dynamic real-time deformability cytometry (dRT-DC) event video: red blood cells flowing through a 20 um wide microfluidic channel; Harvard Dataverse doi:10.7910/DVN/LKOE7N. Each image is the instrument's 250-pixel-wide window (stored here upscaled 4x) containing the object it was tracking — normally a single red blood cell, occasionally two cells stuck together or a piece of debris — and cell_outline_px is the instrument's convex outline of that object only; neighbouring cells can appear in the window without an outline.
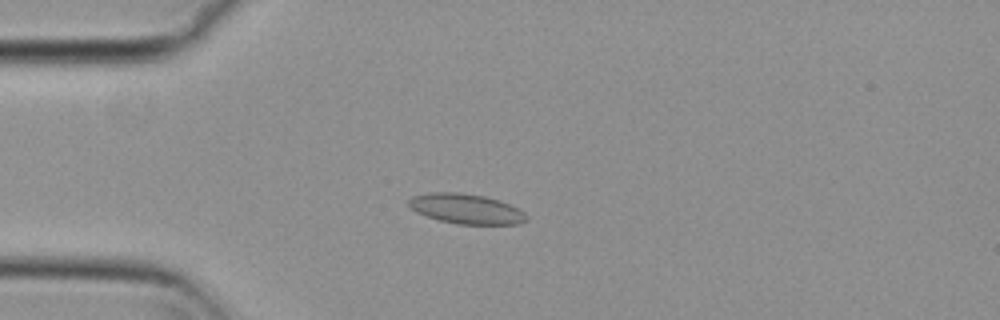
{"species": "common noctule bat (a hibernating species)", "species_latin": "Nyctalus noctula", "temperature_condition": "cold", "stored_images_in_passage": 50, "camera_frame_rate_fps": 3000, "um_per_image_px": 0.085, "animal": {"sex": "female", "body_mass_g": 29.2, "forearm_length_mm": 56.3}, "frame": {"image": 1, "passage_image": 9, "time_ms": 2.667, "image_size_px": [1000, 320], "cell_outline_px": [[528, 220], [520, 224], [456, 224], [440, 220], [416, 212], [408, 204], [408, 200], [412, 196], [432, 192], [460, 192], [484, 196], [520, 208], [528, 216]], "centroid_in_image_um": [39.65, 17.75], "position_along_channel_um": 45.4, "area_um2": 20.52}}
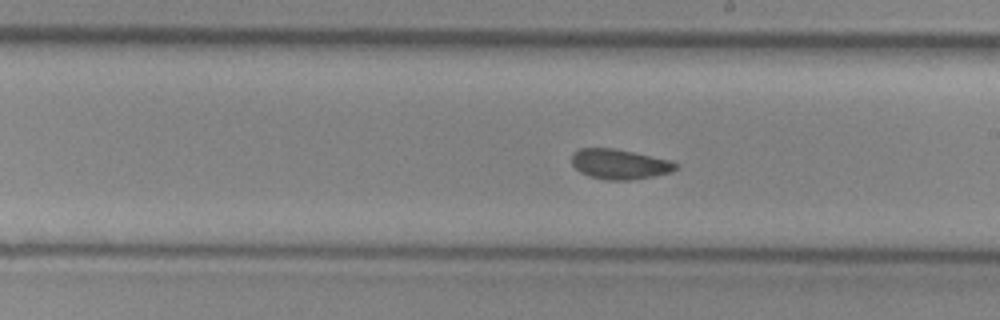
{"frame": {"image": 2, "passage_image": 26, "time_ms": 8.333, "image_size_px": [1000, 320], "cell_outline_px": [[680, 168], [672, 172], [652, 176], [628, 180], [608, 180], [588, 176], [580, 172], [572, 164], [572, 152], [580, 148], [612, 148], [672, 160]], "centroid_in_image_um": [52.66, 13.95], "position_along_channel_um": 236.3, "area_um2": 18.21}}
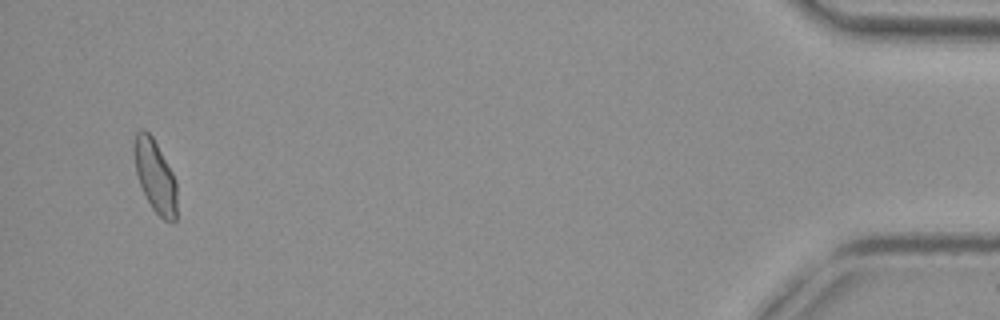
{"frame": {"image": 3, "passage_image": 48, "time_ms": 15.667, "image_size_px": [1000, 320], "cell_outline_px": [[176, 220], [172, 224], [164, 220], [152, 208], [140, 184], [136, 172], [132, 148], [132, 144], [136, 132], [140, 128], [144, 128], [152, 136], [172, 172], [176, 180]], "centroid_in_image_um": [13.17, 14.94], "position_along_channel_um": 422.0, "area_um2": 18.15}, "authors_computed_cell_mechanics": {"area_um2": 18.6405, "velocity_mm_per_s": 3.7009, "shape_relaxation_time_tau1_ms": null, "shape_relaxation_time_tau2_ms": 1.65, "deformation_change_tau1": null, "deformation_change_tau2": 0.0668}}